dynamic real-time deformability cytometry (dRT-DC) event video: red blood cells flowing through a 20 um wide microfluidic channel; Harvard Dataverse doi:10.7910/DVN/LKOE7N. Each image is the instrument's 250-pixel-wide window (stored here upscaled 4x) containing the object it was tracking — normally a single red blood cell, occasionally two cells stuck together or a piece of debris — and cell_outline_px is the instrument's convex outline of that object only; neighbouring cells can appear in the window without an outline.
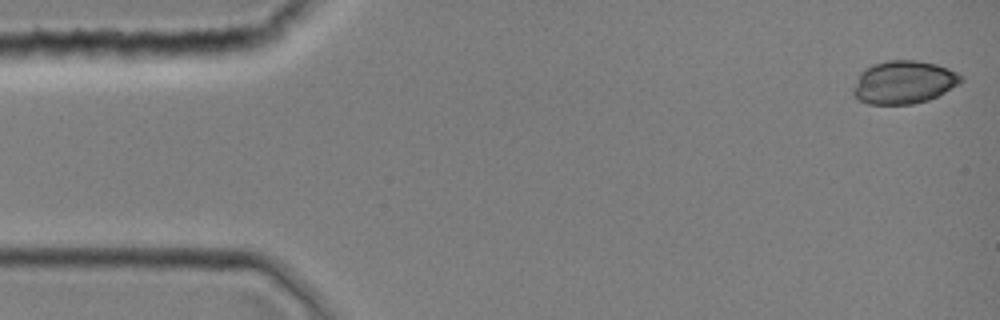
{"species": "common noctule bat (a hibernating species)", "species_latin": "Nyctalus noctula", "temperature_condition": "room temperature", "stored_images_in_passage": 40, "camera_frame_rate_fps": 3000, "um_per_image_px": 0.085, "animal": {"sex": "female", "body_mass_g": 19.0, "forearm_length_mm": 51.5}, "frame": {"image": 1, "passage_image": 1, "time_ms": 0.0, "image_size_px": [1000, 320], "cell_outline_px": [[964, 80], [960, 84], [928, 100], [912, 104], [868, 104], [856, 100], [852, 96], [852, 88], [860, 72], [864, 68], [872, 64], [888, 60], [916, 60], [936, 64], [948, 68], [964, 76]], "centroid_in_image_um": [76.79, 6.99], "position_along_channel_um": 8.2, "area_um2": 27.4}}
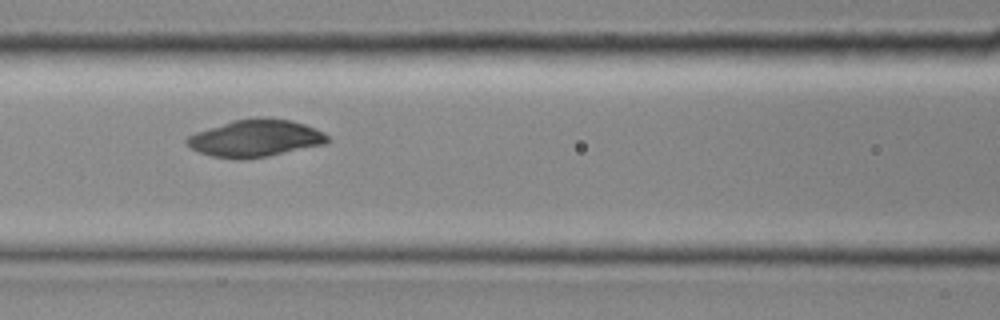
{"frame": {"image": 2, "passage_image": 17, "time_ms": 5.333, "image_size_px": [1000, 320], "cell_outline_px": [[332, 140], [328, 144], [268, 156], [244, 160], [236, 160], [212, 156], [200, 152], [184, 144], [184, 140], [188, 136], [196, 132], [232, 120], [256, 116], [264, 116], [292, 120], [316, 128], [324, 132]], "centroid_in_image_um": [21.75, 11.74], "position_along_channel_um": 144.9, "area_um2": 31.21}}
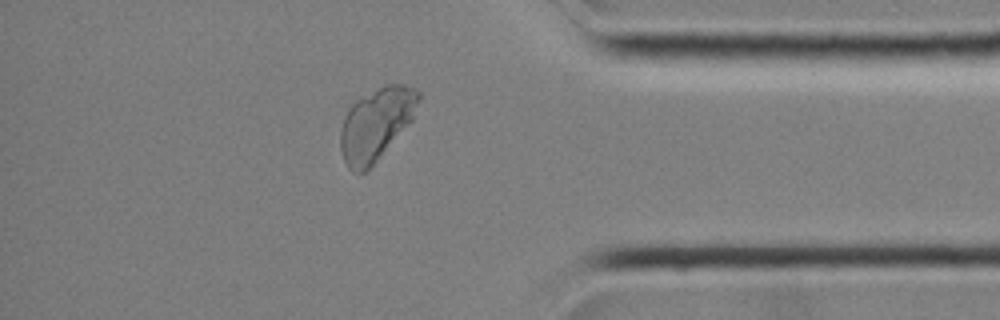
{"frame": {"image": 3, "passage_image": 34, "time_ms": 11.0, "image_size_px": [1000, 320], "cell_outline_px": [[420, 100], [412, 120], [376, 160], [364, 172], [352, 172], [348, 168], [344, 160], [340, 148], [340, 132], [344, 116], [348, 108], [356, 100], [384, 84], [404, 84], [420, 92]], "centroid_in_image_um": [31.95, 10.51], "position_along_channel_um": 403.2, "area_um2": 32.43}}